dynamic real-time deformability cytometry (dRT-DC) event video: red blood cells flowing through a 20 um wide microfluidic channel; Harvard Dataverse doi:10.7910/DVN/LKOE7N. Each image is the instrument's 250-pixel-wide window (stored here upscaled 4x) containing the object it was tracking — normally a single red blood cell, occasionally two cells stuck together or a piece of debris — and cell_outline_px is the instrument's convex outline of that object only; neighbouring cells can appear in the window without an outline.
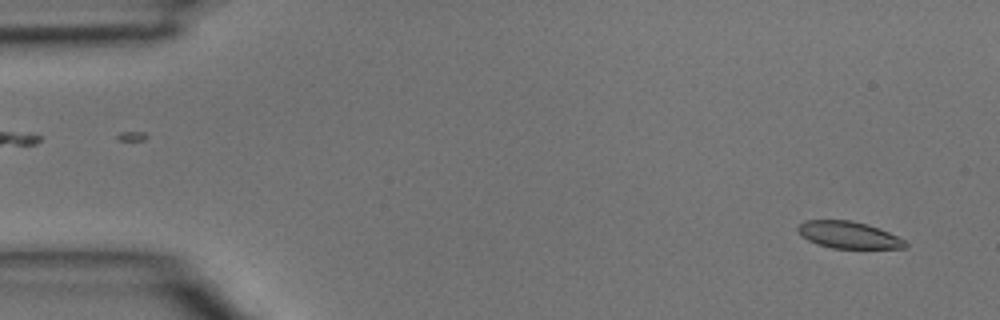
{"species": "common noctule bat (a hibernating species)", "species_latin": "Nyctalus noctula", "temperature_condition": "room temperature", "stored_images_in_passage": 43, "camera_frame_rate_fps": 3000, "um_per_image_px": 0.085, "animal": {"sex": "male", "body_mass_g": 15.6}, "frame": {"image": 1, "passage_image": 1, "time_ms": 0.0, "image_size_px": [1000, 320], "cell_outline_px": [[908, 244], [904, 248], [832, 248], [816, 244], [800, 236], [796, 228], [804, 220], [852, 220], [868, 224], [880, 228], [904, 240]], "centroid_in_image_um": [72.09, 19.96], "position_along_channel_um": 12.9, "area_um2": 16.94}}
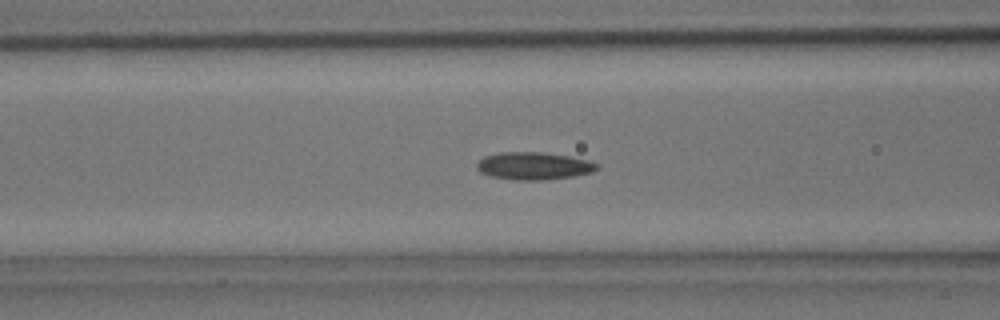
{"frame": {"image": 2, "passage_image": 16, "time_ms": 5.0, "image_size_px": [1000, 320], "cell_outline_px": [[600, 168], [592, 172], [572, 176], [544, 180], [512, 180], [488, 176], [480, 172], [476, 168], [476, 164], [484, 156], [500, 152], [540, 152], [568, 156], [588, 160], [600, 164]], "centroid_in_image_um": [45.35, 14.11], "position_along_channel_um": 121.2, "area_um2": 19.42}}
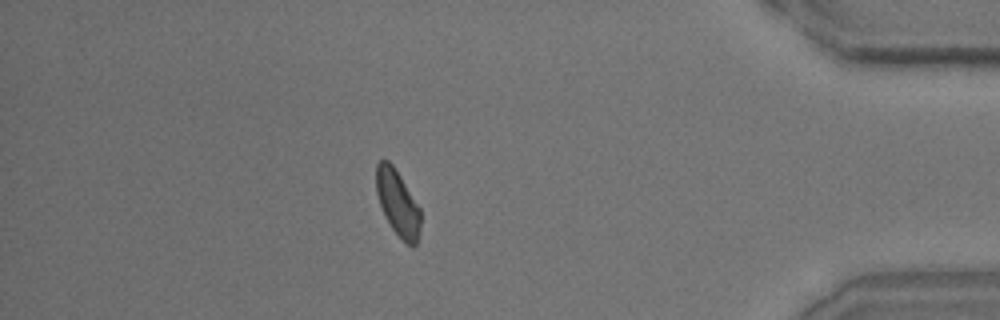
{"frame": {"image": 3, "passage_image": 38, "time_ms": 12.333, "image_size_px": [1000, 320], "cell_outline_px": [[420, 232], [416, 244], [412, 248], [392, 228], [384, 216], [376, 192], [376, 164], [380, 160], [388, 160], [392, 164], [400, 176], [420, 208]], "centroid_in_image_um": [33.8, 17.25], "position_along_channel_um": 401.4, "area_um2": 16.82}}